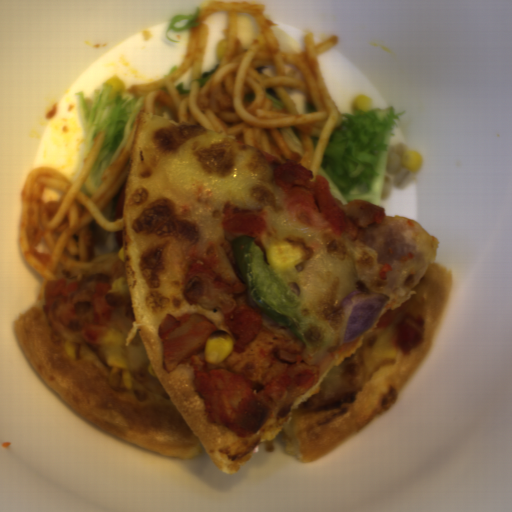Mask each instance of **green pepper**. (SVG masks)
<instances>
[{
	"instance_id": "1",
	"label": "green pepper",
	"mask_w": 512,
	"mask_h": 512,
	"mask_svg": "<svg viewBox=\"0 0 512 512\" xmlns=\"http://www.w3.org/2000/svg\"><path fill=\"white\" fill-rule=\"evenodd\" d=\"M230 250L238 277L248 287L245 291L248 304L275 320L277 325L294 333L305 346L317 350L301 337L299 294L280 279L278 271L267 267L253 236H236L230 244Z\"/></svg>"
}]
</instances>
